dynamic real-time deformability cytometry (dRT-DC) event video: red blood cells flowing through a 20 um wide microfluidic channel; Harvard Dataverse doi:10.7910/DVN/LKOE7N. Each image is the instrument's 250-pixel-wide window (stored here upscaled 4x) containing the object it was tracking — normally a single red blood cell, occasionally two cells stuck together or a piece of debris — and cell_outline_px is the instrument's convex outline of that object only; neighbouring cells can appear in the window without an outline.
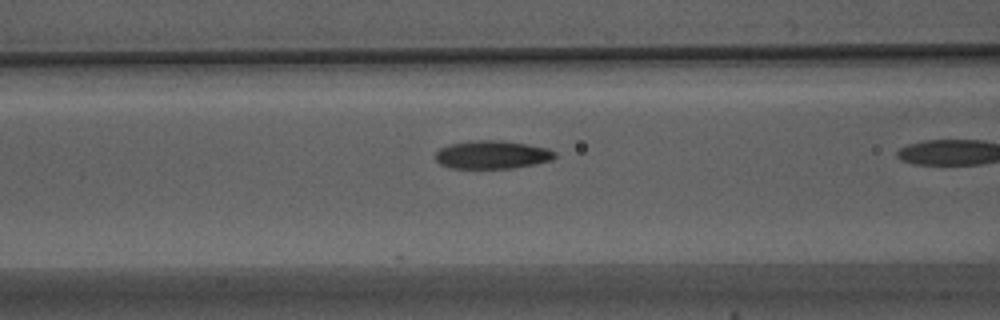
{"species": "Egyptian fruit bat (a non-hibernating species)", "species_latin": "Rousettus aegyptiacus", "temperature_condition": "warm", "stored_images_in_passage": 7, "camera_frame_rate_fps": 3000, "um_per_image_px": 0.085, "animal": {"sex": "male"}, "frame": {"image": 1, "passage_image": 3, "time_ms": 0.667, "image_size_px": [1000, 320], "cell_outline_px": [[556, 156], [552, 160], [512, 168], [452, 168], [440, 164], [436, 160], [436, 152], [440, 148], [448, 144], [476, 140], [500, 140], [548, 148], [556, 152]], "centroid_in_image_um": [41.82, 13.14], "position_along_channel_um": 124.8, "area_um2": 19.48}}
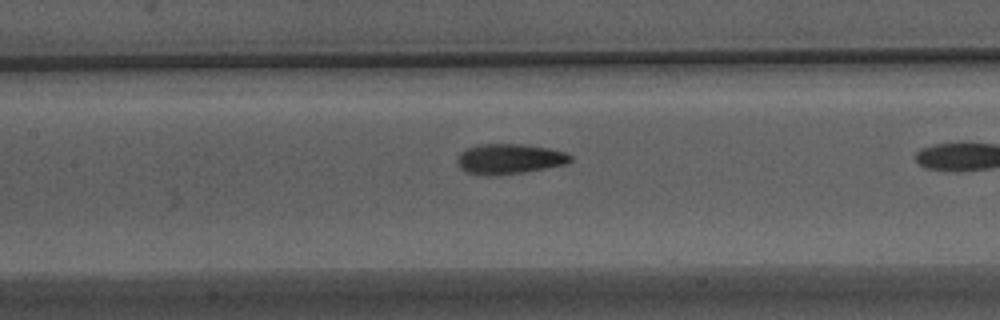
{"frame": {"image": 2, "passage_image": 6, "time_ms": 1.667, "image_size_px": [1000, 320], "cell_outline_px": [[572, 160], [564, 164], [524, 172], [464, 172], [456, 164], [456, 160], [460, 152], [464, 148], [476, 144], [520, 144], [548, 148], [564, 152], [572, 156]], "centroid_in_image_um": [43.27, 13.45], "position_along_channel_um": 164.1, "area_um2": 19.13}}